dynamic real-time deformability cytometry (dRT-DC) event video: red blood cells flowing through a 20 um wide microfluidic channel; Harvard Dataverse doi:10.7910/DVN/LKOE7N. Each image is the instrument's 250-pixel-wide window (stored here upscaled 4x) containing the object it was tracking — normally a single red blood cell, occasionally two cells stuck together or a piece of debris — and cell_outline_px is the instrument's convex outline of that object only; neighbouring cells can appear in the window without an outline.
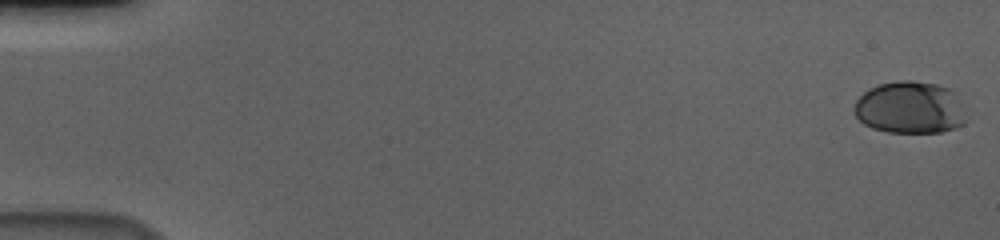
{"species": "human", "species_latin": "Homo sapiens", "temperature_condition": "cold", "stored_images_in_passage": 58, "camera_frame_rate_fps": 3000, "um_per_image_px": 0.085, "donor": {"sex": "male"}, "frame": {"image": 1, "passage_image": 1, "time_ms": 0.0, "image_size_px": [1000, 240], "cell_outline_px": [[968, 120], [964, 124], [956, 128], [940, 132], [888, 132], [872, 128], [864, 124], [856, 116], [852, 108], [856, 100], [868, 88], [880, 84], [900, 80], [912, 80], [936, 84], [960, 92], [964, 104]], "centroid_in_image_um": [77.42, 9.13], "position_along_channel_um": 7.6, "area_um2": 34.97}}
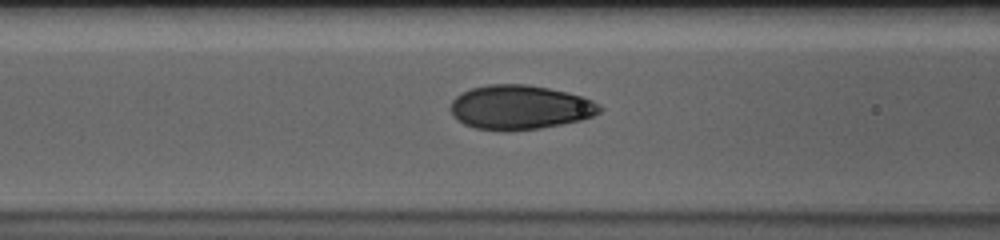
{"frame": {"image": 2, "passage_image": 25, "time_ms": 8.0, "image_size_px": [1000, 240], "cell_outline_px": [[604, 108], [600, 112], [592, 116], [580, 120], [540, 128], [476, 128], [464, 124], [452, 116], [448, 108], [452, 100], [456, 96], [472, 88], [488, 84], [524, 84], [548, 88], [584, 96], [600, 104]], "centroid_in_image_um": [44.2, 9.08], "position_along_channel_um": 122.4, "area_um2": 37.86}}
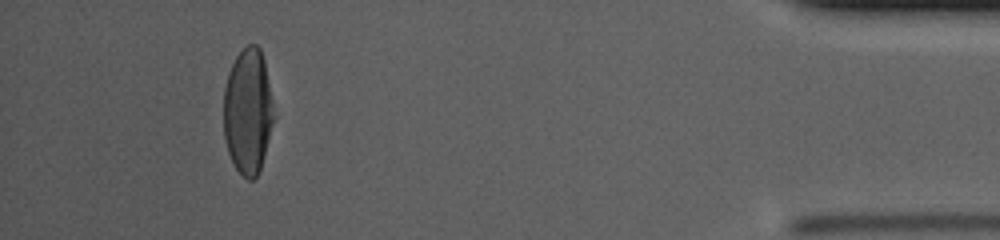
{"frame": {"image": 3, "passage_image": 54, "time_ms": 17.667, "image_size_px": [1000, 240], "cell_outline_px": [[276, 116], [260, 172], [252, 180], [248, 180], [236, 168], [228, 152], [224, 136], [224, 88], [228, 72], [236, 56], [248, 44], [256, 44], [260, 48], [264, 60]], "centroid_in_image_um": [21.1, 9.47], "position_along_channel_um": 414.1, "area_um2": 37.11}, "authors_computed_cell_mechanics": {"area_um2": 37.9168, "velocity_mm_per_s": 3.6282, "shape_relaxation_time_tau1_ms": 4.0737, "shape_relaxation_time_tau2_ms": null, "deformation_change_tau1": 0.1844, "deformation_change_tau2": null}}